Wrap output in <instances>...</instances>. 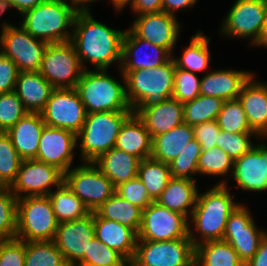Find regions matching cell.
<instances>
[{"mask_svg": "<svg viewBox=\"0 0 267 266\" xmlns=\"http://www.w3.org/2000/svg\"><path fill=\"white\" fill-rule=\"evenodd\" d=\"M90 11H78L70 42L75 48L84 69V60L94 64L95 69H106L116 60L122 62L125 31L115 30L96 21Z\"/></svg>", "mask_w": 267, "mask_h": 266, "instance_id": "obj_1", "label": "cell"}, {"mask_svg": "<svg viewBox=\"0 0 267 266\" xmlns=\"http://www.w3.org/2000/svg\"><path fill=\"white\" fill-rule=\"evenodd\" d=\"M227 188L225 181H222L202 195L198 193L191 217L195 230L200 232L203 240H196L189 229V238L194 246L223 239L229 215L239 205L233 201Z\"/></svg>", "mask_w": 267, "mask_h": 266, "instance_id": "obj_2", "label": "cell"}, {"mask_svg": "<svg viewBox=\"0 0 267 266\" xmlns=\"http://www.w3.org/2000/svg\"><path fill=\"white\" fill-rule=\"evenodd\" d=\"M175 63L171 58L163 66L130 71L124 79L126 96L133 114L172 98Z\"/></svg>", "mask_w": 267, "mask_h": 266, "instance_id": "obj_3", "label": "cell"}, {"mask_svg": "<svg viewBox=\"0 0 267 266\" xmlns=\"http://www.w3.org/2000/svg\"><path fill=\"white\" fill-rule=\"evenodd\" d=\"M78 10L68 0H46L22 13L21 26L33 37L48 44L68 42Z\"/></svg>", "mask_w": 267, "mask_h": 266, "instance_id": "obj_4", "label": "cell"}, {"mask_svg": "<svg viewBox=\"0 0 267 266\" xmlns=\"http://www.w3.org/2000/svg\"><path fill=\"white\" fill-rule=\"evenodd\" d=\"M106 69H84L76 90L86 113L133 111L126 96V86L109 76Z\"/></svg>", "mask_w": 267, "mask_h": 266, "instance_id": "obj_5", "label": "cell"}, {"mask_svg": "<svg viewBox=\"0 0 267 266\" xmlns=\"http://www.w3.org/2000/svg\"><path fill=\"white\" fill-rule=\"evenodd\" d=\"M132 114L133 111L87 113L82 129L76 134L77 141L81 139L84 163L94 162L115 146L122 125Z\"/></svg>", "mask_w": 267, "mask_h": 266, "instance_id": "obj_6", "label": "cell"}, {"mask_svg": "<svg viewBox=\"0 0 267 266\" xmlns=\"http://www.w3.org/2000/svg\"><path fill=\"white\" fill-rule=\"evenodd\" d=\"M58 224L48 195L17 199L16 238L25 242L54 240Z\"/></svg>", "mask_w": 267, "mask_h": 266, "instance_id": "obj_7", "label": "cell"}, {"mask_svg": "<svg viewBox=\"0 0 267 266\" xmlns=\"http://www.w3.org/2000/svg\"><path fill=\"white\" fill-rule=\"evenodd\" d=\"M131 263L133 266H195V246L190 238L137 240Z\"/></svg>", "mask_w": 267, "mask_h": 266, "instance_id": "obj_8", "label": "cell"}, {"mask_svg": "<svg viewBox=\"0 0 267 266\" xmlns=\"http://www.w3.org/2000/svg\"><path fill=\"white\" fill-rule=\"evenodd\" d=\"M64 183L91 212L116 192L111 180L93 162H85L65 172Z\"/></svg>", "mask_w": 267, "mask_h": 266, "instance_id": "obj_9", "label": "cell"}, {"mask_svg": "<svg viewBox=\"0 0 267 266\" xmlns=\"http://www.w3.org/2000/svg\"><path fill=\"white\" fill-rule=\"evenodd\" d=\"M83 71L70 41L48 44L39 72L54 89L76 88Z\"/></svg>", "mask_w": 267, "mask_h": 266, "instance_id": "obj_10", "label": "cell"}, {"mask_svg": "<svg viewBox=\"0 0 267 266\" xmlns=\"http://www.w3.org/2000/svg\"><path fill=\"white\" fill-rule=\"evenodd\" d=\"M1 53L10 58L19 72H38L48 43L30 35L21 25L4 23L0 37Z\"/></svg>", "mask_w": 267, "mask_h": 266, "instance_id": "obj_11", "label": "cell"}, {"mask_svg": "<svg viewBox=\"0 0 267 266\" xmlns=\"http://www.w3.org/2000/svg\"><path fill=\"white\" fill-rule=\"evenodd\" d=\"M187 217L152 202L142 210L137 240L168 241L189 238Z\"/></svg>", "mask_w": 267, "mask_h": 266, "instance_id": "obj_12", "label": "cell"}, {"mask_svg": "<svg viewBox=\"0 0 267 266\" xmlns=\"http://www.w3.org/2000/svg\"><path fill=\"white\" fill-rule=\"evenodd\" d=\"M40 114L47 126L75 134L82 129L87 115L76 88L53 89Z\"/></svg>", "mask_w": 267, "mask_h": 266, "instance_id": "obj_13", "label": "cell"}, {"mask_svg": "<svg viewBox=\"0 0 267 266\" xmlns=\"http://www.w3.org/2000/svg\"><path fill=\"white\" fill-rule=\"evenodd\" d=\"M267 0H237L222 24V32L232 37H251L253 45L261 42L266 25Z\"/></svg>", "mask_w": 267, "mask_h": 266, "instance_id": "obj_14", "label": "cell"}, {"mask_svg": "<svg viewBox=\"0 0 267 266\" xmlns=\"http://www.w3.org/2000/svg\"><path fill=\"white\" fill-rule=\"evenodd\" d=\"M64 182V173L57 167L36 159L23 160L10 189L15 197L47 196L52 185L59 187ZM21 193V194H20Z\"/></svg>", "mask_w": 267, "mask_h": 266, "instance_id": "obj_15", "label": "cell"}, {"mask_svg": "<svg viewBox=\"0 0 267 266\" xmlns=\"http://www.w3.org/2000/svg\"><path fill=\"white\" fill-rule=\"evenodd\" d=\"M249 212L245 206L239 204L229 215L222 239L233 247L244 264L255 255L266 234L256 228Z\"/></svg>", "mask_w": 267, "mask_h": 266, "instance_id": "obj_16", "label": "cell"}, {"mask_svg": "<svg viewBox=\"0 0 267 266\" xmlns=\"http://www.w3.org/2000/svg\"><path fill=\"white\" fill-rule=\"evenodd\" d=\"M94 234V212L86 217L58 224L54 243L69 266H75L85 254Z\"/></svg>", "mask_w": 267, "mask_h": 266, "instance_id": "obj_17", "label": "cell"}, {"mask_svg": "<svg viewBox=\"0 0 267 266\" xmlns=\"http://www.w3.org/2000/svg\"><path fill=\"white\" fill-rule=\"evenodd\" d=\"M76 138L70 130L45 125L35 159L53 165L63 173L67 172L73 161Z\"/></svg>", "mask_w": 267, "mask_h": 266, "instance_id": "obj_18", "label": "cell"}, {"mask_svg": "<svg viewBox=\"0 0 267 266\" xmlns=\"http://www.w3.org/2000/svg\"><path fill=\"white\" fill-rule=\"evenodd\" d=\"M130 30L137 37L163 47L171 54L178 38L180 25L175 15L161 11L138 15Z\"/></svg>", "mask_w": 267, "mask_h": 266, "instance_id": "obj_19", "label": "cell"}, {"mask_svg": "<svg viewBox=\"0 0 267 266\" xmlns=\"http://www.w3.org/2000/svg\"><path fill=\"white\" fill-rule=\"evenodd\" d=\"M231 175L242 190H267V146L258 144L234 160Z\"/></svg>", "mask_w": 267, "mask_h": 266, "instance_id": "obj_20", "label": "cell"}, {"mask_svg": "<svg viewBox=\"0 0 267 266\" xmlns=\"http://www.w3.org/2000/svg\"><path fill=\"white\" fill-rule=\"evenodd\" d=\"M144 46L150 47L153 49L154 54L155 52L156 54L154 56H151L152 53L142 54L141 49ZM142 56L145 57L143 58ZM171 58V54L165 48L137 37L130 29L126 30L123 38L122 62L120 64L123 77L133 70L163 66Z\"/></svg>", "mask_w": 267, "mask_h": 266, "instance_id": "obj_21", "label": "cell"}, {"mask_svg": "<svg viewBox=\"0 0 267 266\" xmlns=\"http://www.w3.org/2000/svg\"><path fill=\"white\" fill-rule=\"evenodd\" d=\"M253 75L243 85L238 100L241 102L252 131L267 135V85L255 82Z\"/></svg>", "mask_w": 267, "mask_h": 266, "instance_id": "obj_22", "label": "cell"}, {"mask_svg": "<svg viewBox=\"0 0 267 266\" xmlns=\"http://www.w3.org/2000/svg\"><path fill=\"white\" fill-rule=\"evenodd\" d=\"M94 234L104 245L114 249L131 262L137 243V233L116 221L99 217L94 212Z\"/></svg>", "mask_w": 267, "mask_h": 266, "instance_id": "obj_23", "label": "cell"}, {"mask_svg": "<svg viewBox=\"0 0 267 266\" xmlns=\"http://www.w3.org/2000/svg\"><path fill=\"white\" fill-rule=\"evenodd\" d=\"M45 125L40 113L28 112L6 132L23 160L36 158Z\"/></svg>", "mask_w": 267, "mask_h": 266, "instance_id": "obj_24", "label": "cell"}, {"mask_svg": "<svg viewBox=\"0 0 267 266\" xmlns=\"http://www.w3.org/2000/svg\"><path fill=\"white\" fill-rule=\"evenodd\" d=\"M153 138L170 131L184 122L183 104L174 98L144 108L137 115Z\"/></svg>", "mask_w": 267, "mask_h": 266, "instance_id": "obj_25", "label": "cell"}, {"mask_svg": "<svg viewBox=\"0 0 267 266\" xmlns=\"http://www.w3.org/2000/svg\"><path fill=\"white\" fill-rule=\"evenodd\" d=\"M251 76V73L231 69L209 72L200 80V94L218 97L223 101L237 99Z\"/></svg>", "mask_w": 267, "mask_h": 266, "instance_id": "obj_26", "label": "cell"}, {"mask_svg": "<svg viewBox=\"0 0 267 266\" xmlns=\"http://www.w3.org/2000/svg\"><path fill=\"white\" fill-rule=\"evenodd\" d=\"M114 147L137 157L140 161L151 157L152 137L137 115L132 114L124 122Z\"/></svg>", "mask_w": 267, "mask_h": 266, "instance_id": "obj_27", "label": "cell"}, {"mask_svg": "<svg viewBox=\"0 0 267 266\" xmlns=\"http://www.w3.org/2000/svg\"><path fill=\"white\" fill-rule=\"evenodd\" d=\"M18 86V87H17ZM54 88L40 72H20L15 92L30 113H40Z\"/></svg>", "mask_w": 267, "mask_h": 266, "instance_id": "obj_28", "label": "cell"}, {"mask_svg": "<svg viewBox=\"0 0 267 266\" xmlns=\"http://www.w3.org/2000/svg\"><path fill=\"white\" fill-rule=\"evenodd\" d=\"M139 162L137 157L113 147L93 163L98 165L101 172L111 180L116 188L138 176Z\"/></svg>", "mask_w": 267, "mask_h": 266, "instance_id": "obj_29", "label": "cell"}, {"mask_svg": "<svg viewBox=\"0 0 267 266\" xmlns=\"http://www.w3.org/2000/svg\"><path fill=\"white\" fill-rule=\"evenodd\" d=\"M193 139V126L183 122L170 131L152 138L151 157L170 164Z\"/></svg>", "mask_w": 267, "mask_h": 266, "instance_id": "obj_30", "label": "cell"}, {"mask_svg": "<svg viewBox=\"0 0 267 266\" xmlns=\"http://www.w3.org/2000/svg\"><path fill=\"white\" fill-rule=\"evenodd\" d=\"M198 190L195 180L172 177L156 202L171 211L188 216L192 215ZM189 206L191 207L188 211Z\"/></svg>", "mask_w": 267, "mask_h": 266, "instance_id": "obj_31", "label": "cell"}, {"mask_svg": "<svg viewBox=\"0 0 267 266\" xmlns=\"http://www.w3.org/2000/svg\"><path fill=\"white\" fill-rule=\"evenodd\" d=\"M195 266H245L237 252L224 240L195 246Z\"/></svg>", "mask_w": 267, "mask_h": 266, "instance_id": "obj_32", "label": "cell"}, {"mask_svg": "<svg viewBox=\"0 0 267 266\" xmlns=\"http://www.w3.org/2000/svg\"><path fill=\"white\" fill-rule=\"evenodd\" d=\"M95 213L104 219L116 221L138 233L141 226L142 209L114 193Z\"/></svg>", "mask_w": 267, "mask_h": 266, "instance_id": "obj_33", "label": "cell"}, {"mask_svg": "<svg viewBox=\"0 0 267 266\" xmlns=\"http://www.w3.org/2000/svg\"><path fill=\"white\" fill-rule=\"evenodd\" d=\"M59 223L77 220L91 213L87 206L63 182L48 195Z\"/></svg>", "mask_w": 267, "mask_h": 266, "instance_id": "obj_34", "label": "cell"}, {"mask_svg": "<svg viewBox=\"0 0 267 266\" xmlns=\"http://www.w3.org/2000/svg\"><path fill=\"white\" fill-rule=\"evenodd\" d=\"M138 177L146 187L150 198L156 202L172 175L169 164L149 157L139 162Z\"/></svg>", "mask_w": 267, "mask_h": 266, "instance_id": "obj_35", "label": "cell"}, {"mask_svg": "<svg viewBox=\"0 0 267 266\" xmlns=\"http://www.w3.org/2000/svg\"><path fill=\"white\" fill-rule=\"evenodd\" d=\"M209 41L210 39L202 35L201 31L192 36L190 45L185 48L182 57L177 59L172 57L176 68L192 73L204 71L208 68L209 61L211 60L208 49Z\"/></svg>", "mask_w": 267, "mask_h": 266, "instance_id": "obj_36", "label": "cell"}, {"mask_svg": "<svg viewBox=\"0 0 267 266\" xmlns=\"http://www.w3.org/2000/svg\"><path fill=\"white\" fill-rule=\"evenodd\" d=\"M25 266H69L53 240L25 242Z\"/></svg>", "mask_w": 267, "mask_h": 266, "instance_id": "obj_37", "label": "cell"}, {"mask_svg": "<svg viewBox=\"0 0 267 266\" xmlns=\"http://www.w3.org/2000/svg\"><path fill=\"white\" fill-rule=\"evenodd\" d=\"M223 100L214 96L199 95L183 104L184 122L190 126L216 120L221 111Z\"/></svg>", "mask_w": 267, "mask_h": 266, "instance_id": "obj_38", "label": "cell"}, {"mask_svg": "<svg viewBox=\"0 0 267 266\" xmlns=\"http://www.w3.org/2000/svg\"><path fill=\"white\" fill-rule=\"evenodd\" d=\"M220 130L229 133H255L251 130L241 102L237 99L223 102L216 118Z\"/></svg>", "mask_w": 267, "mask_h": 266, "instance_id": "obj_39", "label": "cell"}, {"mask_svg": "<svg viewBox=\"0 0 267 266\" xmlns=\"http://www.w3.org/2000/svg\"><path fill=\"white\" fill-rule=\"evenodd\" d=\"M126 262L121 254L94 237L87 248V254L75 266H123Z\"/></svg>", "mask_w": 267, "mask_h": 266, "instance_id": "obj_40", "label": "cell"}, {"mask_svg": "<svg viewBox=\"0 0 267 266\" xmlns=\"http://www.w3.org/2000/svg\"><path fill=\"white\" fill-rule=\"evenodd\" d=\"M201 152V145L194 138L169 164L172 177L194 180L191 176L192 173L197 174L198 172V161Z\"/></svg>", "mask_w": 267, "mask_h": 266, "instance_id": "obj_41", "label": "cell"}, {"mask_svg": "<svg viewBox=\"0 0 267 266\" xmlns=\"http://www.w3.org/2000/svg\"><path fill=\"white\" fill-rule=\"evenodd\" d=\"M22 161L10 137L6 132H0V177L9 187L16 179Z\"/></svg>", "mask_w": 267, "mask_h": 266, "instance_id": "obj_42", "label": "cell"}, {"mask_svg": "<svg viewBox=\"0 0 267 266\" xmlns=\"http://www.w3.org/2000/svg\"><path fill=\"white\" fill-rule=\"evenodd\" d=\"M17 198L10 187L0 192V240L16 238Z\"/></svg>", "mask_w": 267, "mask_h": 266, "instance_id": "obj_43", "label": "cell"}, {"mask_svg": "<svg viewBox=\"0 0 267 266\" xmlns=\"http://www.w3.org/2000/svg\"><path fill=\"white\" fill-rule=\"evenodd\" d=\"M234 161L220 148L214 146L202 151L198 161V173L206 175H225L233 167Z\"/></svg>", "mask_w": 267, "mask_h": 266, "instance_id": "obj_44", "label": "cell"}, {"mask_svg": "<svg viewBox=\"0 0 267 266\" xmlns=\"http://www.w3.org/2000/svg\"><path fill=\"white\" fill-rule=\"evenodd\" d=\"M27 113L15 91L0 94V132H7Z\"/></svg>", "mask_w": 267, "mask_h": 266, "instance_id": "obj_45", "label": "cell"}, {"mask_svg": "<svg viewBox=\"0 0 267 266\" xmlns=\"http://www.w3.org/2000/svg\"><path fill=\"white\" fill-rule=\"evenodd\" d=\"M200 80L195 73L175 68L172 98L182 104L194 100L200 95Z\"/></svg>", "mask_w": 267, "mask_h": 266, "instance_id": "obj_46", "label": "cell"}, {"mask_svg": "<svg viewBox=\"0 0 267 266\" xmlns=\"http://www.w3.org/2000/svg\"><path fill=\"white\" fill-rule=\"evenodd\" d=\"M252 134L256 133H229L221 130L218 136V147L234 161L254 147L250 140Z\"/></svg>", "mask_w": 267, "mask_h": 266, "instance_id": "obj_47", "label": "cell"}, {"mask_svg": "<svg viewBox=\"0 0 267 266\" xmlns=\"http://www.w3.org/2000/svg\"><path fill=\"white\" fill-rule=\"evenodd\" d=\"M115 193L142 210L154 202L138 176L117 186Z\"/></svg>", "mask_w": 267, "mask_h": 266, "instance_id": "obj_48", "label": "cell"}, {"mask_svg": "<svg viewBox=\"0 0 267 266\" xmlns=\"http://www.w3.org/2000/svg\"><path fill=\"white\" fill-rule=\"evenodd\" d=\"M0 266H25V241L0 240Z\"/></svg>", "mask_w": 267, "mask_h": 266, "instance_id": "obj_49", "label": "cell"}, {"mask_svg": "<svg viewBox=\"0 0 267 266\" xmlns=\"http://www.w3.org/2000/svg\"><path fill=\"white\" fill-rule=\"evenodd\" d=\"M193 129L194 138L201 145L202 151H207L214 146L218 147V136L221 130L216 120L196 124Z\"/></svg>", "mask_w": 267, "mask_h": 266, "instance_id": "obj_50", "label": "cell"}, {"mask_svg": "<svg viewBox=\"0 0 267 266\" xmlns=\"http://www.w3.org/2000/svg\"><path fill=\"white\" fill-rule=\"evenodd\" d=\"M19 73L16 64L0 52V94L15 91Z\"/></svg>", "mask_w": 267, "mask_h": 266, "instance_id": "obj_51", "label": "cell"}, {"mask_svg": "<svg viewBox=\"0 0 267 266\" xmlns=\"http://www.w3.org/2000/svg\"><path fill=\"white\" fill-rule=\"evenodd\" d=\"M163 0H131L130 4L134 13L142 15L146 13H156L162 11Z\"/></svg>", "mask_w": 267, "mask_h": 266, "instance_id": "obj_52", "label": "cell"}, {"mask_svg": "<svg viewBox=\"0 0 267 266\" xmlns=\"http://www.w3.org/2000/svg\"><path fill=\"white\" fill-rule=\"evenodd\" d=\"M245 266H267V233L262 238L257 252Z\"/></svg>", "mask_w": 267, "mask_h": 266, "instance_id": "obj_53", "label": "cell"}, {"mask_svg": "<svg viewBox=\"0 0 267 266\" xmlns=\"http://www.w3.org/2000/svg\"><path fill=\"white\" fill-rule=\"evenodd\" d=\"M197 0H163L162 1V11L175 15L174 12L182 8L192 7Z\"/></svg>", "mask_w": 267, "mask_h": 266, "instance_id": "obj_54", "label": "cell"}, {"mask_svg": "<svg viewBox=\"0 0 267 266\" xmlns=\"http://www.w3.org/2000/svg\"><path fill=\"white\" fill-rule=\"evenodd\" d=\"M46 0H6L7 8L14 7L21 14L31 8L36 7L38 4Z\"/></svg>", "mask_w": 267, "mask_h": 266, "instance_id": "obj_55", "label": "cell"}, {"mask_svg": "<svg viewBox=\"0 0 267 266\" xmlns=\"http://www.w3.org/2000/svg\"><path fill=\"white\" fill-rule=\"evenodd\" d=\"M70 1H72V2H70V3H72V5L78 10V11H89V9H88V5H87V3H89V2H91L92 3V1H96V0H70ZM86 2V5L84 4ZM79 5H85L84 7L82 6H79ZM79 6V7H78Z\"/></svg>", "mask_w": 267, "mask_h": 266, "instance_id": "obj_56", "label": "cell"}, {"mask_svg": "<svg viewBox=\"0 0 267 266\" xmlns=\"http://www.w3.org/2000/svg\"><path fill=\"white\" fill-rule=\"evenodd\" d=\"M111 1L113 2L114 7L117 8L116 10L119 11L123 7H125V5H128L131 0H111Z\"/></svg>", "mask_w": 267, "mask_h": 266, "instance_id": "obj_57", "label": "cell"}, {"mask_svg": "<svg viewBox=\"0 0 267 266\" xmlns=\"http://www.w3.org/2000/svg\"><path fill=\"white\" fill-rule=\"evenodd\" d=\"M267 46V14H266V25H265V29L264 32L262 34V39L261 42L258 44V46Z\"/></svg>", "mask_w": 267, "mask_h": 266, "instance_id": "obj_58", "label": "cell"}, {"mask_svg": "<svg viewBox=\"0 0 267 266\" xmlns=\"http://www.w3.org/2000/svg\"><path fill=\"white\" fill-rule=\"evenodd\" d=\"M7 10L6 0H0V13L3 14Z\"/></svg>", "mask_w": 267, "mask_h": 266, "instance_id": "obj_59", "label": "cell"}, {"mask_svg": "<svg viewBox=\"0 0 267 266\" xmlns=\"http://www.w3.org/2000/svg\"><path fill=\"white\" fill-rule=\"evenodd\" d=\"M9 186L3 181V179L0 177V192L8 189Z\"/></svg>", "mask_w": 267, "mask_h": 266, "instance_id": "obj_60", "label": "cell"}, {"mask_svg": "<svg viewBox=\"0 0 267 266\" xmlns=\"http://www.w3.org/2000/svg\"><path fill=\"white\" fill-rule=\"evenodd\" d=\"M133 266L131 262L127 261L123 266Z\"/></svg>", "mask_w": 267, "mask_h": 266, "instance_id": "obj_61", "label": "cell"}]
</instances>
